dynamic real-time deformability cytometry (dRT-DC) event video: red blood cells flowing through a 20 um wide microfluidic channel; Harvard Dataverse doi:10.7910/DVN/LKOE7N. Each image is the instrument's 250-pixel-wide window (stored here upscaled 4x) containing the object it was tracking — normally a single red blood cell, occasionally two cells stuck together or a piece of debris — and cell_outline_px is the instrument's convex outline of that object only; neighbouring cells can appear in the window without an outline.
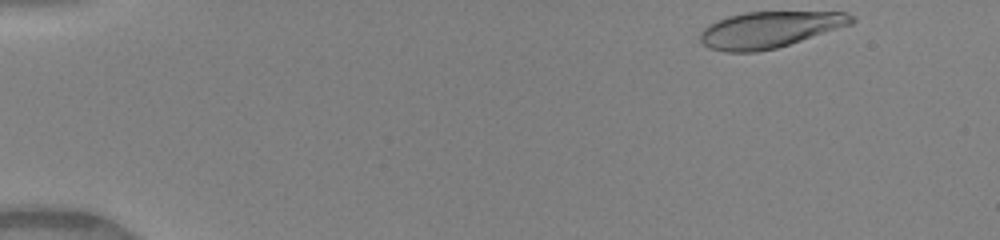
{"species": "human", "species_latin": "Homo sapiens", "temperature_condition": "warm", "stored_images_in_passage": 45, "camera_frame_rate_fps": 3000, "um_per_image_px": 0.085, "donor": {"sex": "female"}, "frame": {"image": 1, "passage_image": 1, "time_ms": 0.0, "image_size_px": [1000, 240], "cell_outline_px": [[856, 20], [852, 24], [776, 48], [756, 52], [724, 52], [708, 48], [700, 40], [700, 32], [708, 24], [716, 20], [728, 16], [744, 12], [848, 12], [856, 16]], "centroid_in_image_um": [65.4, 2.51], "position_along_channel_um": 19.6, "area_um2": 32.08}}
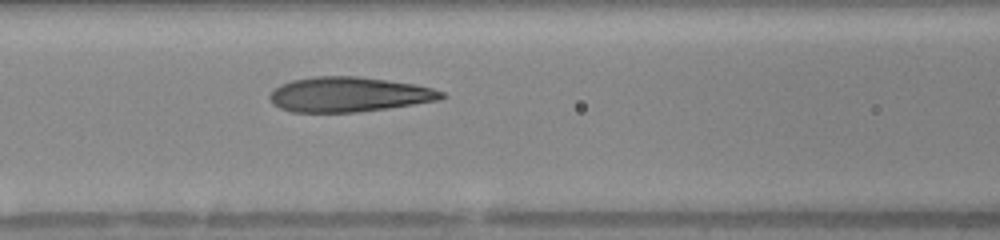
{"frame": {"image": 2, "passage_image": 18, "time_ms": 5.667, "image_size_px": [1000, 240], "cell_outline_px": [[448, 96], [440, 100], [388, 108], [356, 112], [292, 112], [280, 108], [272, 104], [268, 96], [280, 84], [292, 80], [312, 76], [356, 76], [388, 80], [416, 84], [432, 88], [444, 92]], "centroid_in_image_um": [29.67, 8.02], "position_along_channel_um": 136.9, "area_um2": 35.08}}
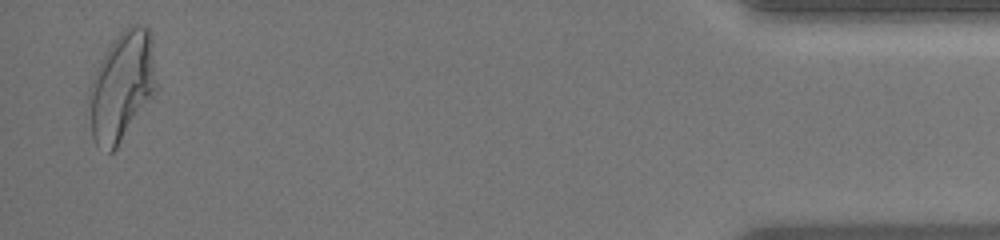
{"frame": {"image": 3, "passage_image": 44, "time_ms": 14.333, "image_size_px": [1000, 240], "cell_outline_px": [[156, 88], [116, 148], [112, 152], [108, 152], [96, 144], [92, 136], [88, 92], [96, 68], [104, 52], [116, 36], [124, 28], [132, 24], [144, 24], [152, 32]], "centroid_in_image_um": [10.34, 7.25], "position_along_channel_um": 424.9, "area_um2": 42.31}, "authors_computed_cell_mechanics": {"area_um2": 35.3158, "velocity_mm_per_s": 4.1467, "shape_relaxation_time_tau1_ms": 5.693, "shape_relaxation_time_tau2_ms": 0.7623, "deformation_change_tau1": 0.243, "deformation_change_tau2": 0.0836}}